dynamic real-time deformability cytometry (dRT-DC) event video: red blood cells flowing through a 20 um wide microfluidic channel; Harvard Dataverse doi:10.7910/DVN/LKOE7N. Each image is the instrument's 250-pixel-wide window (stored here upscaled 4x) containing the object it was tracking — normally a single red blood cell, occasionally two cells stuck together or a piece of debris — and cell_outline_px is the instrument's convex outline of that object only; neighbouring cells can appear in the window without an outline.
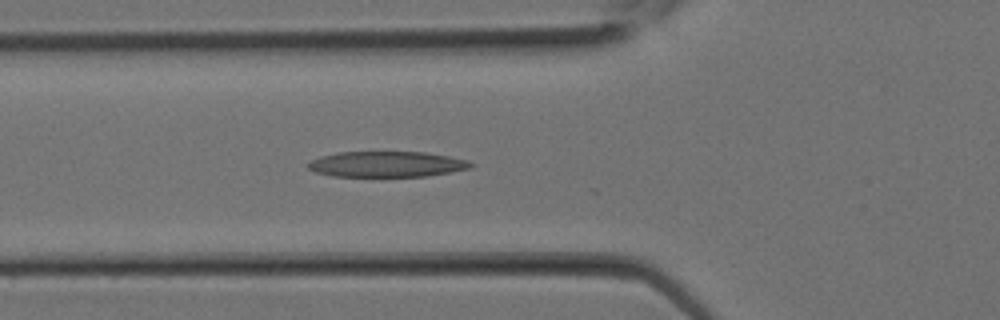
{"species": "Egyptian fruit bat (a non-hibernating species)", "species_latin": "Rousettus aegyptiacus", "temperature_condition": "room temperature", "stored_images_in_passage": 7, "camera_frame_rate_fps": 3000, "um_per_image_px": 0.085, "animal": {"sex": "female"}, "frame": {"image": 1, "passage_image": 7, "time_ms": 2.0, "image_size_px": [1000, 320], "cell_outline_px": [[476, 164], [468, 168], [448, 172], [424, 176], [332, 176], [316, 172], [308, 168], [308, 164], [312, 160], [320, 156], [336, 152], [424, 152], [448, 156], [468, 160]], "centroid_in_image_um": [32.85, 13.95], "position_along_channel_um": 92.9, "area_um2": 24.1}}